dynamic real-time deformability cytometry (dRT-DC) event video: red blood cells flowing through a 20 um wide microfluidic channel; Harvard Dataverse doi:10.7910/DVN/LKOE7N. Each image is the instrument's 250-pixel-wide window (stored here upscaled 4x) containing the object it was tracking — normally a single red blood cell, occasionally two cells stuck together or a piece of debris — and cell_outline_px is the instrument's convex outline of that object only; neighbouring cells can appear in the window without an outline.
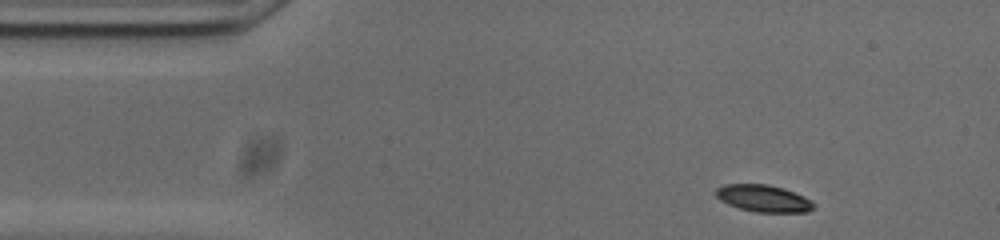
{"species": "common noctule bat (a hibernating species)", "species_latin": "Nyctalus noctula", "temperature_condition": "cold", "stored_images_in_passage": 48, "camera_frame_rate_fps": 3000, "um_per_image_px": 0.085, "animal": {"sex": "male", "body_mass_g": 20.0, "forearm_length_mm": 53.3}, "frame": {"image": 1, "passage_image": 1, "time_ms": 0.0, "image_size_px": [1000, 240], "cell_outline_px": [[816, 204], [808, 212], [756, 212], [740, 208], [728, 204], [720, 200], [716, 196], [716, 188], [724, 184], [768, 184], [784, 188], [804, 196], [812, 200]], "centroid_in_image_um": [64.91, 16.86], "position_along_channel_um": 20.1, "area_um2": 15.43}}
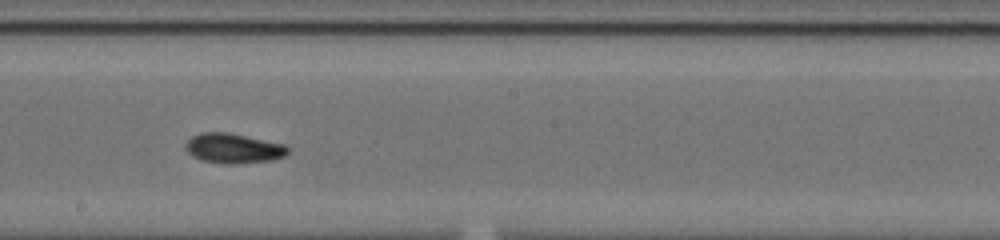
{"frame": {"image": 2, "passage_image": 23, "time_ms": 7.333, "image_size_px": [1000, 240], "cell_outline_px": [[292, 148], [284, 156], [272, 160], [236, 164], [224, 164], [200, 160], [192, 156], [184, 148], [184, 144], [192, 136], [200, 132], [228, 132], [284, 144]], "centroid_in_image_um": [19.82, 12.61], "position_along_channel_um": 228.4, "area_um2": 18.03}}
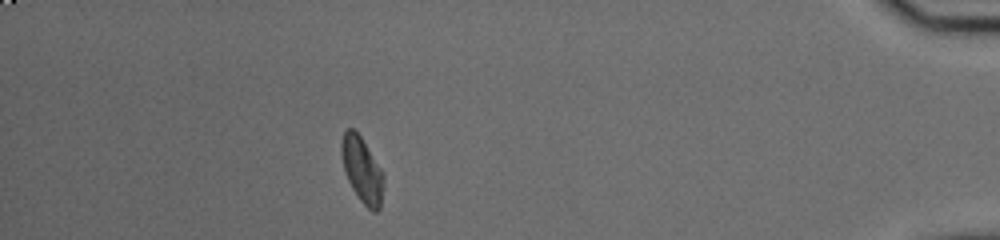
{"frame": {"image": 3, "passage_image": 42, "time_ms": 13.667, "image_size_px": [1000, 240], "cell_outline_px": [[384, 188], [380, 208], [376, 212], [372, 212], [360, 200], [352, 188], [348, 180], [344, 168], [340, 152], [340, 144], [344, 132], [348, 128], [352, 128], [360, 136], [384, 172]], "centroid_in_image_um": [30.79, 14.46], "position_along_channel_um": 404.4, "area_um2": 16.18}, "authors_computed_cell_mechanics": {"area_um2": 16.2418, "velocity_mm_per_s": 3.7318, "shape_relaxation_time_tau1_ms": 3.254, "shape_relaxation_time_tau2_ms": 6.0979, "deformation_change_tau1": 0.1237, "deformation_change_tau2": 0.1238}}